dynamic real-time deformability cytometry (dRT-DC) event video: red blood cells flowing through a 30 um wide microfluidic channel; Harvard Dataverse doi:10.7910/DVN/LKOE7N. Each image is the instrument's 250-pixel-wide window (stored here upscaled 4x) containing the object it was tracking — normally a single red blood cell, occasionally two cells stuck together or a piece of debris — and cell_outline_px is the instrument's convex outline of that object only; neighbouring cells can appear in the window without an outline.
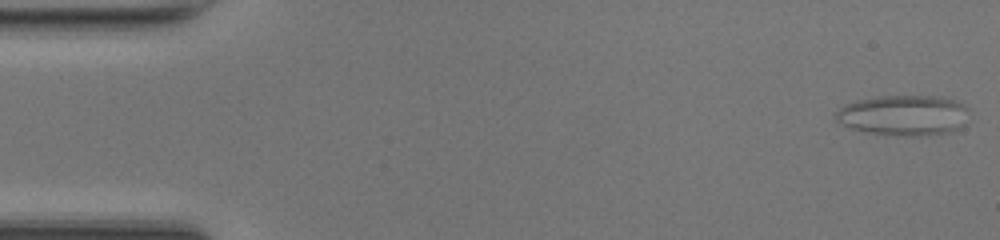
{"species": "common noctule bat (a hibernating species)", "species_latin": "Nyctalus noctula", "temperature_condition": "room temperature", "stored_images_in_passage": 49, "camera_frame_rate_fps": 3000, "um_per_image_px": 0.085, "animal": {"sex": "female", "body_mass_g": 17.0, "forearm_length_mm": 48.0}, "frame": {"image": 1, "passage_image": 1, "time_ms": 0.0, "image_size_px": [1000, 240], "cell_outline_px": [[968, 108], [964, 124], [952, 132], [916, 136], [884, 136], [848, 128], [836, 120], [832, 112], [844, 104], [856, 100], [880, 96], [944, 96], [964, 104]], "centroid_in_image_um": [76.75, 9.81], "position_along_channel_um": 8.3, "area_um2": 32.08}}
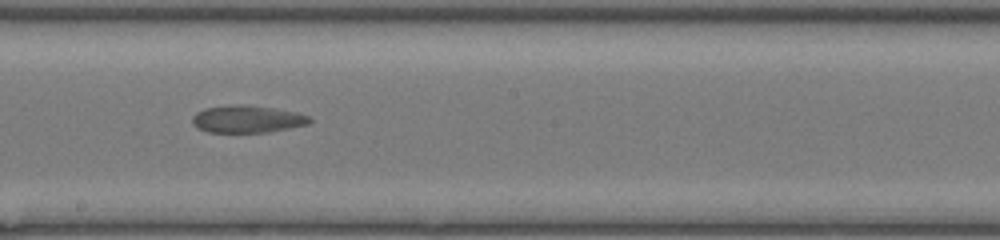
{"frame": {"image": 2, "passage_image": 27, "time_ms": 8.667, "image_size_px": [1000, 240], "cell_outline_px": [[312, 120], [308, 124], [268, 132], [208, 132], [196, 128], [192, 124], [192, 116], [196, 112], [204, 108], [272, 108], [296, 112], [308, 116]], "centroid_in_image_um": [21.0, 10.19], "position_along_channel_um": 227.2, "area_um2": 17.57}}
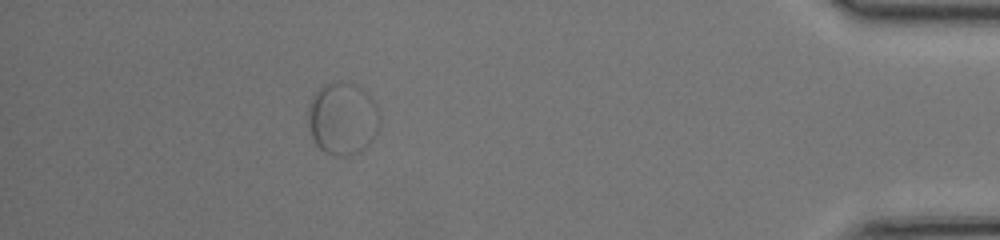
{"frame": {"image": 3, "passage_image": 44, "time_ms": 14.333, "image_size_px": [1000, 240], "cell_outline_px": [[380, 116], [376, 132], [372, 140], [360, 152], [344, 156], [340, 156], [324, 152], [316, 144], [312, 136], [308, 124], [308, 104], [312, 96], [320, 88], [328, 84], [352, 84], [360, 88], [372, 100]], "centroid_in_image_um": [29.09, 10.13], "position_along_channel_um": 406.1, "area_um2": 29.54}}